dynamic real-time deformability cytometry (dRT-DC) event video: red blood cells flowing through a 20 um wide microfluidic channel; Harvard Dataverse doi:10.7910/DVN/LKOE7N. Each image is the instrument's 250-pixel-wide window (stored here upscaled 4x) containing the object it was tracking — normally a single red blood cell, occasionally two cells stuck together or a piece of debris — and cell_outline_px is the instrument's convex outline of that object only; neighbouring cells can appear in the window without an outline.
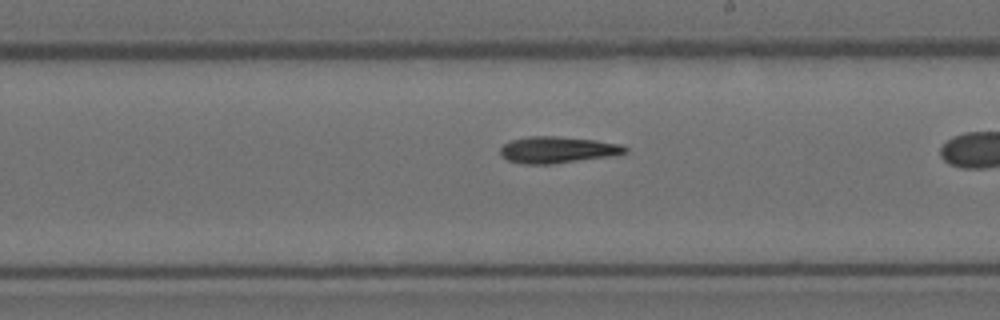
{"species": "Egyptian fruit bat (a non-hibernating species)", "species_latin": "Rousettus aegyptiacus", "temperature_condition": "room temperature", "stored_images_in_passage": 32, "camera_frame_rate_fps": 3000, "um_per_image_px": 0.085, "animal": {"sex": "female"}, "frame": {"image": 1, "passage_image": 23, "time_ms": 7.333, "image_size_px": [1000, 320], "cell_outline_px": [[628, 152], [608, 156], [552, 164], [524, 164], [508, 160], [500, 156], [500, 148], [504, 144], [512, 140], [528, 136], [556, 136], [596, 140], [620, 144], [628, 148]], "centroid_in_image_um": [47.36, 12.73], "position_along_channel_um": 241.6, "area_um2": 19.19}}